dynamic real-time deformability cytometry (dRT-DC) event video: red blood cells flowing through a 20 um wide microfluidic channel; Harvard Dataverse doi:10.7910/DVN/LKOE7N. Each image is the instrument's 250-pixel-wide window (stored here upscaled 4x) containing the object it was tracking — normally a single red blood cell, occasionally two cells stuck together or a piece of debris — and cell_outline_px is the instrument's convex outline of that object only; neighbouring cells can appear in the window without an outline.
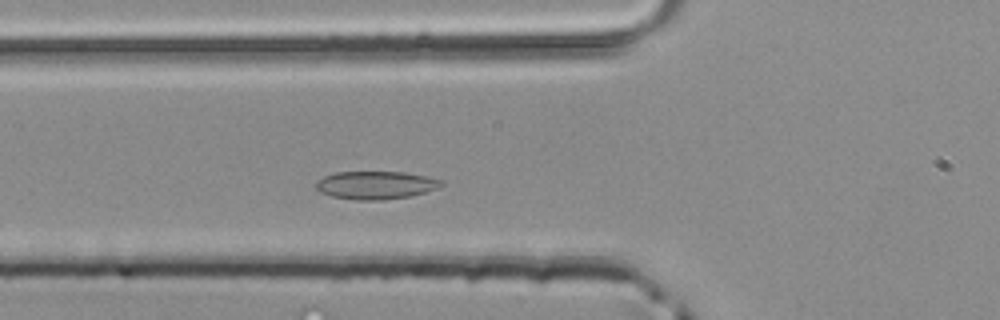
{"species": "common noctule bat (a hibernating species)", "species_latin": "Nyctalus noctula", "temperature_condition": "room temperature", "stored_images_in_passage": 40, "camera_frame_rate_fps": 3000, "um_per_image_px": 0.085, "animal": {"sex": "male", "body_mass_g": 20.4}, "frame": {"image": 1, "passage_image": 9, "time_ms": 2.667, "image_size_px": [1000, 320], "cell_outline_px": [[444, 184], [436, 188], [424, 192], [408, 196], [384, 200], [356, 200], [332, 196], [320, 192], [312, 184], [316, 180], [324, 176], [336, 172], [404, 172], [428, 176], [444, 180]], "centroid_in_image_um": [31.91, 15.73], "position_along_channel_um": 93.9, "area_um2": 20.58}}
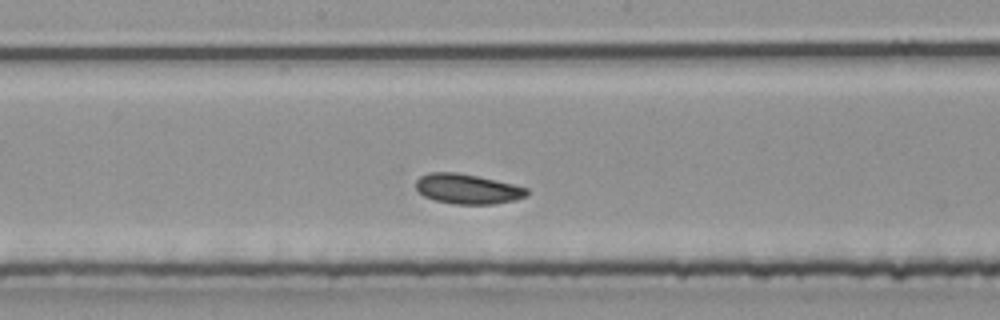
{"frame": {"image": 2, "passage_image": 17, "time_ms": 5.333, "image_size_px": [1000, 320], "cell_outline_px": [[528, 196], [516, 200], [496, 204], [452, 204], [436, 200], [424, 196], [416, 188], [416, 180], [420, 176], [428, 172], [456, 172], [476, 176], [512, 184], [528, 188]], "centroid_in_image_um": [39.74, 16.06], "position_along_channel_um": 208.5, "area_um2": 19.36}}
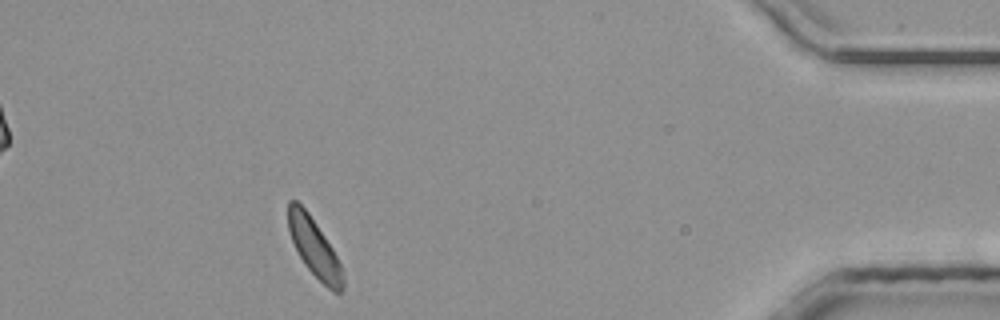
{"frame": {"image": 3, "passage_image": 35, "time_ms": 11.333, "image_size_px": [1000, 320], "cell_outline_px": [[344, 288], [340, 292], [332, 292], [304, 264], [288, 232], [288, 200], [296, 200], [308, 212], [332, 248], [340, 264], [344, 280]], "centroid_in_image_um": [26.7, 21.04], "position_along_channel_um": 408.5, "area_um2": 18.21}}